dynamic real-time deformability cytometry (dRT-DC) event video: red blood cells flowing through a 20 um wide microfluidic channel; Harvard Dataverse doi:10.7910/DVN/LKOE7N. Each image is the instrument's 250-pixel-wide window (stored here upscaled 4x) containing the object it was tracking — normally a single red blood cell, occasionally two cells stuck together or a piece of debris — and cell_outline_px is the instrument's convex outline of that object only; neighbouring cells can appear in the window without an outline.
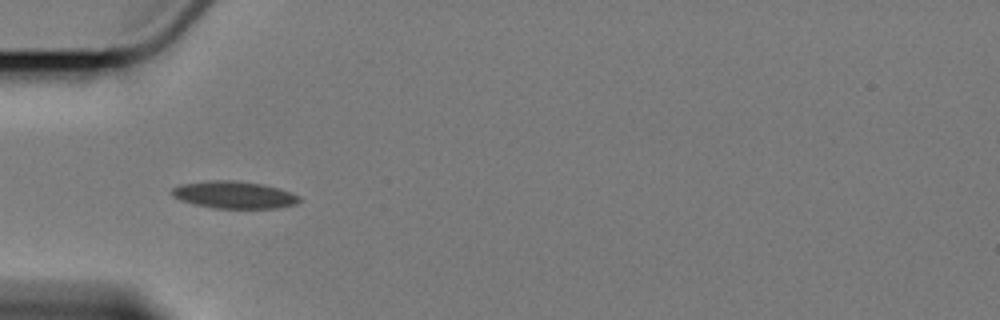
{"species": "Egyptian fruit bat (a non-hibernating species)", "species_latin": "Rousettus aegyptiacus", "temperature_condition": "cold", "stored_images_in_passage": 3, "camera_frame_rate_fps": 3000, "um_per_image_px": 0.085, "animal": {"sex": "female"}, "frame": {"image": 1, "passage_image": 2, "time_ms": 1.333, "image_size_px": [1000, 320], "cell_outline_px": [[300, 200], [296, 204], [276, 208], [216, 208], [196, 204], [180, 200], [172, 196], [172, 188], [180, 184], [208, 180], [232, 180], [264, 184], [280, 188], [292, 192], [300, 196]], "centroid_in_image_um": [19.92, 16.55], "position_along_channel_um": 65.1, "area_um2": 20.29}}
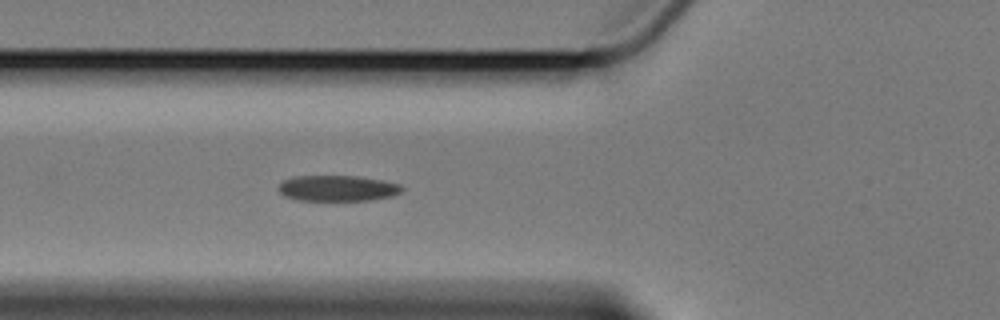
{"frame": {"image": 2, "passage_image": 3, "time_ms": 2.333, "image_size_px": [1000, 320], "cell_outline_px": [[404, 188], [400, 192], [392, 196], [372, 200], [296, 200], [284, 196], [276, 188], [284, 180], [292, 176], [356, 176], [380, 180], [400, 184]], "centroid_in_image_um": [28.66, 16.0], "position_along_channel_um": 97.1, "area_um2": 18.55}}